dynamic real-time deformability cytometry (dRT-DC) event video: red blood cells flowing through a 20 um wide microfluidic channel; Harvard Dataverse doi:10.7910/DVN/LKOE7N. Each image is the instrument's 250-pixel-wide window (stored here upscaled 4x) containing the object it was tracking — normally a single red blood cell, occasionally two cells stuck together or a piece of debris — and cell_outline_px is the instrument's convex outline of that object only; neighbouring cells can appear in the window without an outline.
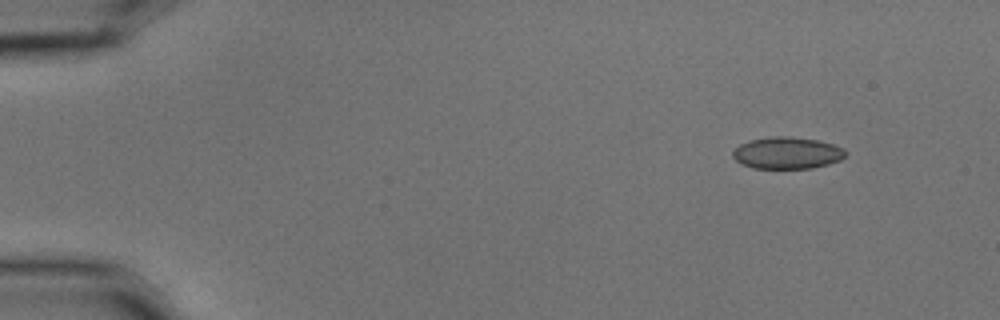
{"species": "common noctule bat (a hibernating species)", "species_latin": "Nyctalus noctula", "temperature_condition": "cold", "stored_images_in_passage": 4, "camera_frame_rate_fps": 3000, "um_per_image_px": 0.085, "animal": {"sex": "male", "body_mass_g": 15.6}, "frame": {"image": 1, "passage_image": 1, "time_ms": 0.0, "image_size_px": [1000, 320], "cell_outline_px": [[848, 152], [840, 160], [828, 164], [812, 168], [752, 168], [740, 164], [732, 156], [732, 152], [740, 144], [752, 140], [772, 136], [788, 136], [816, 140], [832, 144], [844, 148]], "centroid_in_image_um": [66.9, 13.01], "position_along_channel_um": 18.1, "area_um2": 20.87}}
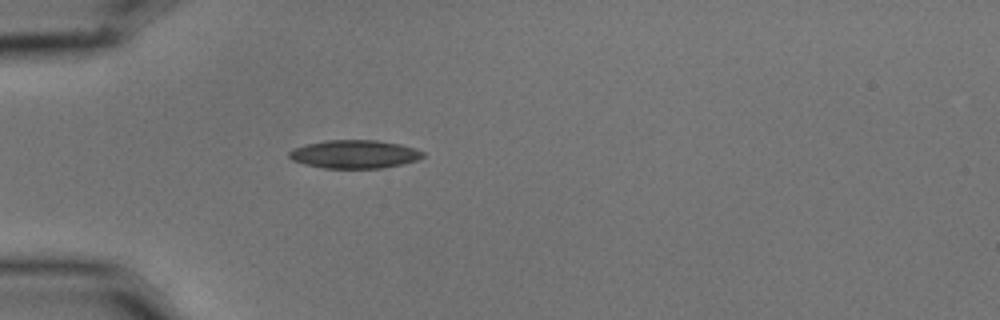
{"frame": {"image": 2, "passage_image": 4, "time_ms": 1.0, "image_size_px": [1000, 320], "cell_outline_px": [[424, 156], [416, 160], [384, 168], [324, 168], [304, 164], [292, 160], [288, 156], [288, 152], [292, 148], [324, 140], [376, 140], [400, 144], [424, 152]], "centroid_in_image_um": [30.09, 13.1], "position_along_channel_um": 54.9, "area_um2": 21.96}}